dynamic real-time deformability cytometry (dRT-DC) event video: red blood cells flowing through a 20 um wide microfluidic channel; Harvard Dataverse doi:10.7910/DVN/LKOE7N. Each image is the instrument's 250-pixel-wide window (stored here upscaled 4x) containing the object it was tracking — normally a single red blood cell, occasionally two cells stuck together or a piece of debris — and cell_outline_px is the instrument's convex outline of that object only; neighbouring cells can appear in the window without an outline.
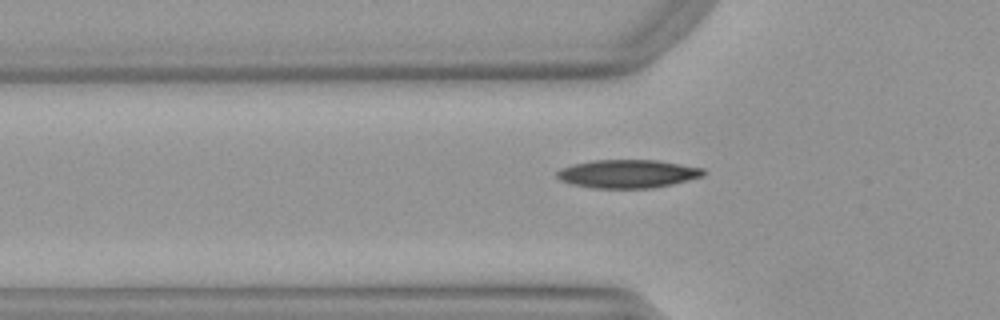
{"species": "Egyptian fruit bat (a non-hibernating species)", "species_latin": "Rousettus aegyptiacus", "temperature_condition": "warm", "stored_images_in_passage": 46, "camera_frame_rate_fps": 3000, "um_per_image_px": 0.085, "animal": {"sex": "female"}, "frame": {"image": 1, "passage_image": 16, "time_ms": 5.0, "image_size_px": [1000, 320], "cell_outline_px": [[704, 176], [672, 184], [648, 188], [592, 188], [572, 184], [560, 180], [556, 176], [556, 172], [560, 168], [572, 164], [592, 160], [660, 160], [704, 168]], "centroid_in_image_um": [53.34, 14.76], "position_along_channel_um": 72.5, "area_um2": 24.28}}
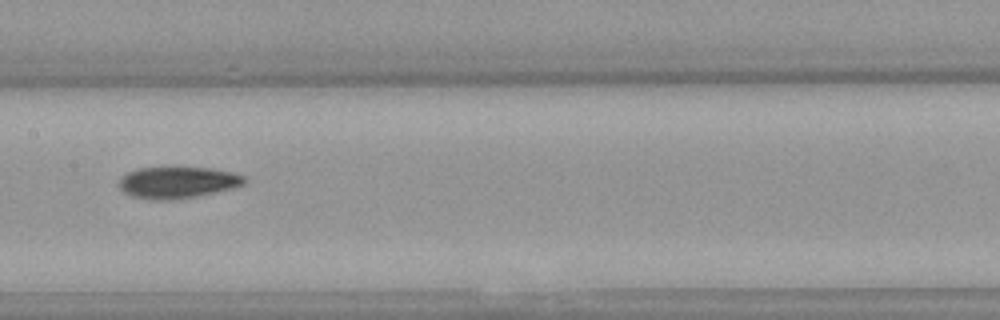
{"frame": {"image": 2, "passage_image": 25, "time_ms": 8.0, "image_size_px": [1000, 320], "cell_outline_px": [[248, 180], [244, 184], [232, 188], [216, 192], [196, 196], [160, 200], [132, 196], [124, 192], [120, 188], [120, 176], [136, 168], [212, 168], [232, 172], [244, 176]], "centroid_in_image_um": [15.11, 15.49], "position_along_channel_um": 192.3, "area_um2": 22.72}}
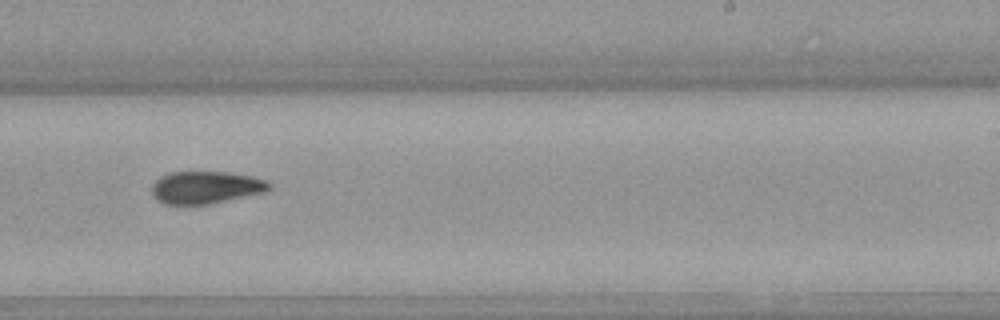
{"frame": {"image": 3, "passage_image": 31, "time_ms": 10.0, "image_size_px": [1000, 320], "cell_outline_px": [[272, 188], [264, 192], [208, 204], [164, 204], [156, 200], [152, 196], [152, 184], [160, 176], [168, 172], [224, 172], [252, 176], [264, 180], [272, 184]], "centroid_in_image_um": [17.45, 15.93], "position_along_channel_um": 271.5, "area_um2": 22.14}}